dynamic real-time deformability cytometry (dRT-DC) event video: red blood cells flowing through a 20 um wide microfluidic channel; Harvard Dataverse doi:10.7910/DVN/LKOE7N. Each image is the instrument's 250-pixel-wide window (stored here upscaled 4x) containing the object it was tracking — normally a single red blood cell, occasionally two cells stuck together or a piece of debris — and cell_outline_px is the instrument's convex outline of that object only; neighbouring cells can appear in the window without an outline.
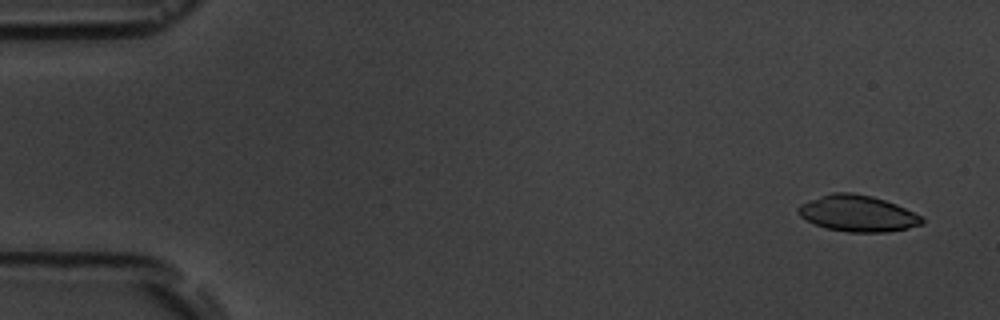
{"species": "common noctule bat (a hibernating species)", "species_latin": "Nyctalus noctula", "temperature_condition": "room temperature", "stored_images_in_passage": 5, "camera_frame_rate_fps": 3000, "um_per_image_px": 0.085, "animal": {"sex": "male", "body_mass_g": 19.5, "forearm_length_mm": 54.6}, "frame": {"image": 1, "passage_image": 1, "time_ms": 0.0, "image_size_px": [1000, 320], "cell_outline_px": [[924, 224], [908, 228], [884, 232], [848, 232], [828, 228], [816, 224], [800, 216], [796, 212], [796, 208], [800, 204], [832, 192], [852, 192], [872, 196], [896, 204], [920, 216], [924, 220]], "centroid_in_image_um": [72.89, 18.14], "position_along_channel_um": 12.1, "area_um2": 25.89}}
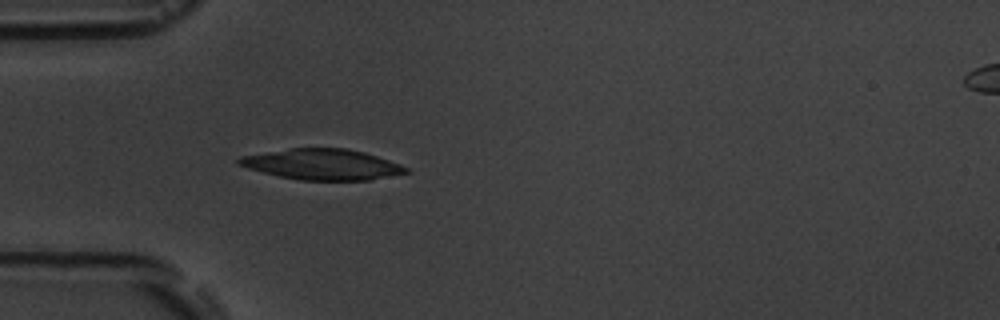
{"frame": {"image": 2, "passage_image": 5, "time_ms": 4.667, "image_size_px": [1000, 320], "cell_outline_px": [[412, 172], [368, 180], [300, 180], [280, 176], [248, 168], [236, 164], [236, 160], [240, 156], [292, 148], [348, 148], [364, 152], [400, 164], [408, 168]], "centroid_in_image_um": [27.4, 13.97], "position_along_channel_um": 57.6, "area_um2": 29.77}}